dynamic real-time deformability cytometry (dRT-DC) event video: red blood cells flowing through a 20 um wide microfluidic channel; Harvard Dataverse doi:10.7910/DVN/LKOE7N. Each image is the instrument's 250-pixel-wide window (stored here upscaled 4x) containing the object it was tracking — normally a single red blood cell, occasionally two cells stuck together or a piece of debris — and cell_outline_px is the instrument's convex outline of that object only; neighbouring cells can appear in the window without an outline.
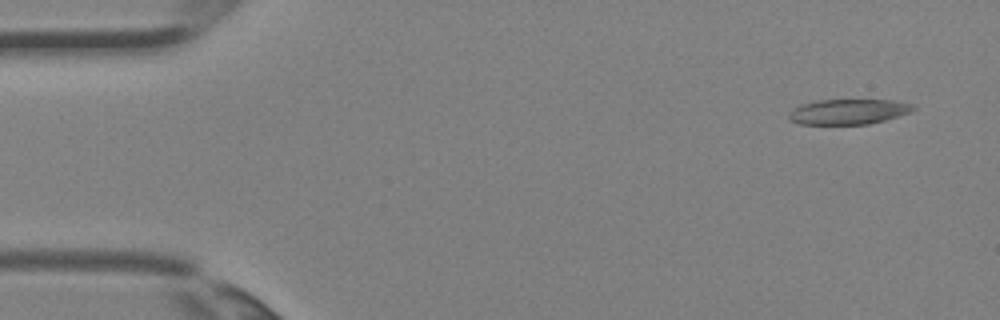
{"species": "Egyptian fruit bat (a non-hibernating species)", "species_latin": "Rousettus aegyptiacus", "temperature_condition": "room temperature", "stored_images_in_passage": 3, "camera_frame_rate_fps": 3000, "um_per_image_px": 0.085, "animal": {"sex": "female"}, "frame": {"image": 1, "passage_image": 1, "time_ms": 0.0, "image_size_px": [1000, 320], "cell_outline_px": [[916, 108], [912, 112], [884, 120], [868, 124], [800, 124], [788, 120], [788, 112], [792, 108], [800, 104], [816, 100], [892, 100], [916, 104]], "centroid_in_image_um": [72.1, 9.49], "position_along_channel_um": 12.9, "area_um2": 18.55}}
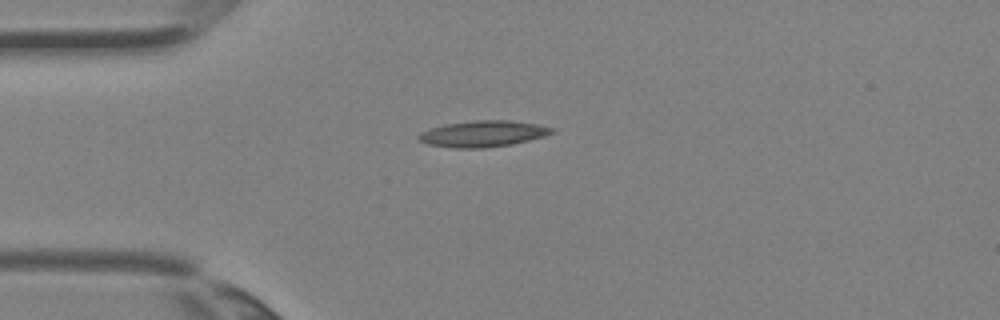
{"frame": {"image": 2, "passage_image": 3, "time_ms": 0.667, "image_size_px": [1000, 320], "cell_outline_px": [[556, 132], [544, 136], [512, 144], [484, 148], [456, 148], [428, 144], [416, 140], [416, 136], [420, 132], [444, 124], [476, 120], [512, 120], [536, 124], [556, 128]], "centroid_in_image_um": [41.05, 11.36], "position_along_channel_um": 43.9, "area_um2": 20.46}}